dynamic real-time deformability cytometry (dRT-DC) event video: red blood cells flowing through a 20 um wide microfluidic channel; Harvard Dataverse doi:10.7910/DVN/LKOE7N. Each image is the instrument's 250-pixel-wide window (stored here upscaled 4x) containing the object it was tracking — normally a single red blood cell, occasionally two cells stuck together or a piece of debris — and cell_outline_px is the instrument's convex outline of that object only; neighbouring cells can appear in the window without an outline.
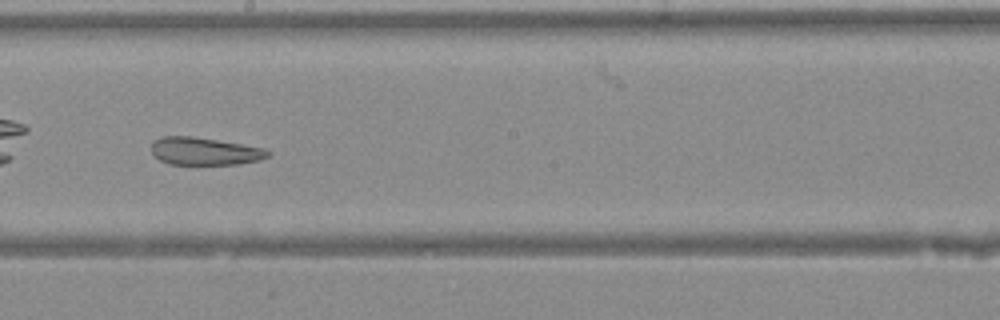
{"species": "Egyptian fruit bat (a non-hibernating species)", "species_latin": "Rousettus aegyptiacus", "temperature_condition": "warm", "stored_images_in_passage": 43, "camera_frame_rate_fps": 3000, "um_per_image_px": 0.085, "animal": {"sex": "female"}, "frame": {"image": 1, "passage_image": 25, "time_ms": 8.0, "image_size_px": [1000, 320], "cell_outline_px": [[272, 152], [268, 156], [260, 160], [240, 164], [168, 164], [160, 160], [152, 152], [152, 144], [160, 136], [192, 136], [264, 148]], "centroid_in_image_um": [17.41, 12.86], "position_along_channel_um": 230.8, "area_um2": 18.61}}
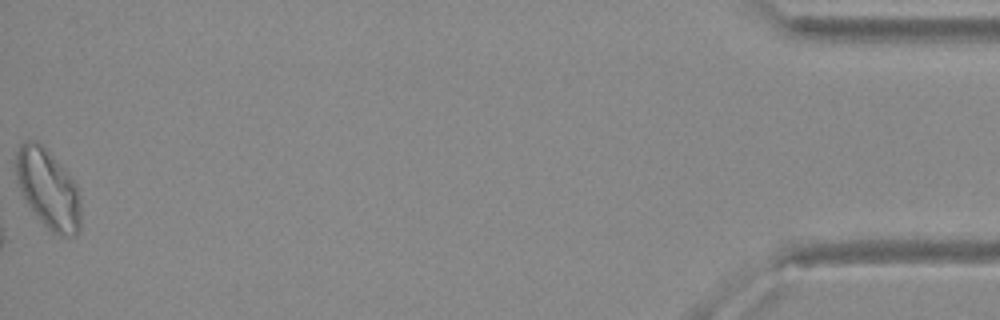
{"frame": {"image": 2, "passage_image": 43, "time_ms": 14.0, "image_size_px": [1000, 320], "cell_outline_px": [[80, 228], [76, 236], [60, 236], [52, 232], [36, 216], [28, 204], [16, 180], [16, 152], [20, 144], [24, 140], [36, 140], [52, 156], [76, 184], [80, 204]], "centroid_in_image_um": [4.08, 16.08], "position_along_channel_um": 431.1, "area_um2": 29.48}}